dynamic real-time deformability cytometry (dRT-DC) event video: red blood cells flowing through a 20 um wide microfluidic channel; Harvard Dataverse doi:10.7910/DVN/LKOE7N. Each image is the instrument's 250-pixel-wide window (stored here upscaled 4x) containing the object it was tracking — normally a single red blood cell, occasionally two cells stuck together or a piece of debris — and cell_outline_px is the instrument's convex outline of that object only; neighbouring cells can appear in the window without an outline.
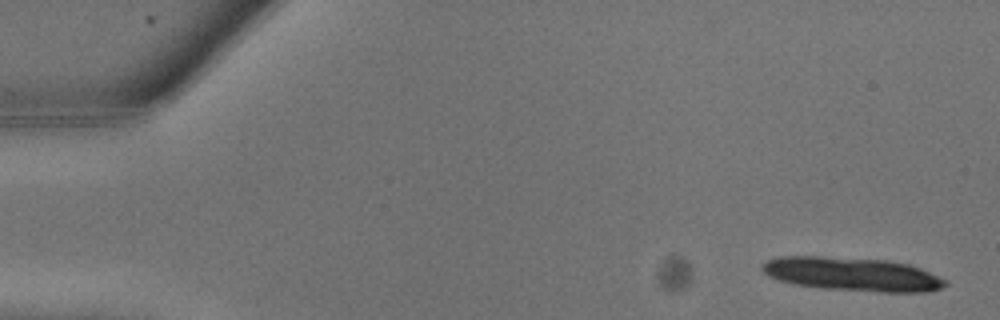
{"species": "common noctule bat (a hibernating species)", "species_latin": "Nyctalus noctula", "temperature_condition": "warm", "stored_images_in_passage": 10, "camera_frame_rate_fps": 3000, "um_per_image_px": 0.085, "animal": {"sex": "male", "body_mass_g": 13.3}, "frame": {"image": 1, "passage_image": 1, "time_ms": 0.0, "image_size_px": [1000, 320], "cell_outline_px": [[948, 284], [940, 288], [924, 292], [880, 292], [820, 288], [792, 284], [768, 276], [760, 268], [760, 264], [768, 260], [780, 256], [824, 256], [888, 260], [908, 264], [920, 268], [948, 280]], "centroid_in_image_um": [72.42, 23.3], "position_along_channel_um": 12.6, "area_um2": 36.18}}